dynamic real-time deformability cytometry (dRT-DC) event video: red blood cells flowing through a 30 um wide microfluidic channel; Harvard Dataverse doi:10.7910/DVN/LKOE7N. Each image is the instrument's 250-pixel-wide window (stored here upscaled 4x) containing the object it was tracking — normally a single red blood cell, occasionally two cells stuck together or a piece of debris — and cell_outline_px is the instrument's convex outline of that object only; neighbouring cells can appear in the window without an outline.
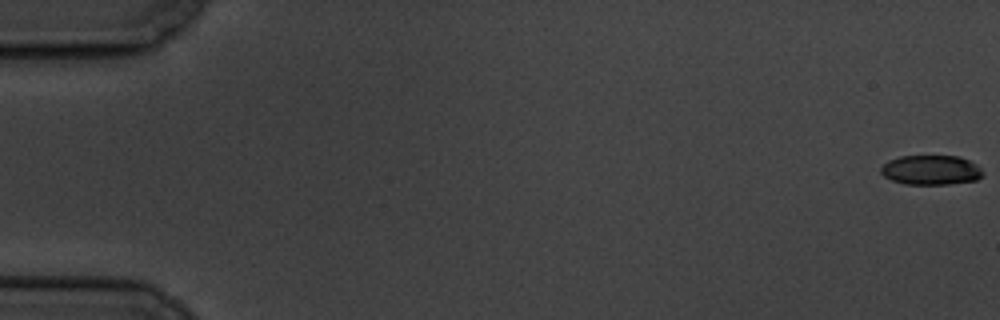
{"species": "common noctule bat (a hibernating species)", "species_latin": "Nyctalus noctula", "temperature_condition": "cold", "stored_images_in_passage": 12, "camera_frame_rate_fps": 3000, "um_per_image_px": 0.085, "animal": {"sex": "male", "body_mass_g": 19.5, "forearm_length_mm": 54.6}, "frame": {"image": 1, "passage_image": 1, "time_ms": 0.0, "image_size_px": [1000, 320], "cell_outline_px": [[984, 176], [976, 180], [948, 184], [904, 184], [892, 180], [884, 176], [880, 172], [880, 168], [888, 160], [900, 156], [960, 156], [976, 164], [984, 172]], "centroid_in_image_um": [79.14, 14.45], "position_along_channel_um": 5.9, "area_um2": 17.69}}
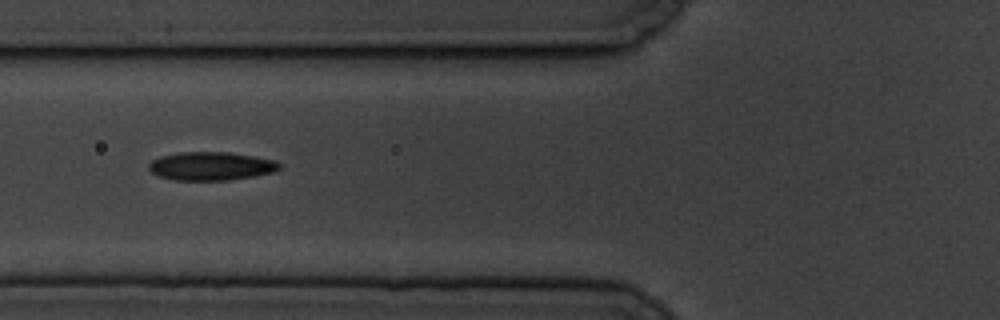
{"frame": {"image": 2, "passage_image": 7, "time_ms": 7.667, "image_size_px": [1000, 320], "cell_outline_px": [[280, 168], [272, 172], [252, 176], [228, 180], [172, 180], [160, 176], [152, 172], [148, 168], [148, 164], [152, 160], [160, 156], [180, 152], [228, 152], [256, 156], [276, 160], [280, 164]], "centroid_in_image_um": [17.93, 14.11], "position_along_channel_um": 107.9, "area_um2": 21.62}}
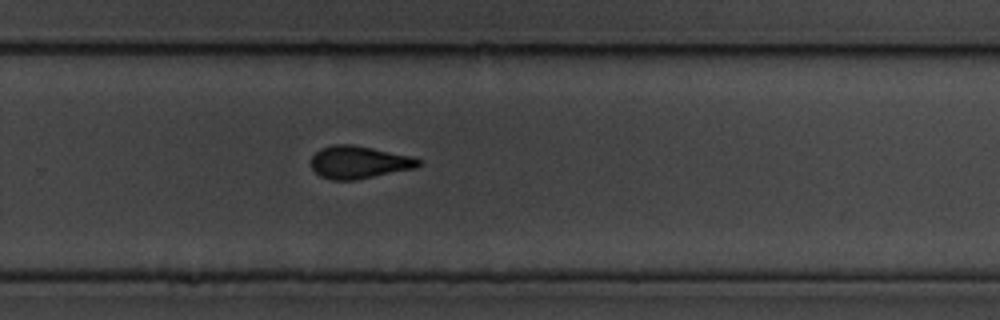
{"frame": {"image": 3, "passage_image": 12, "time_ms": 13.333, "image_size_px": [1000, 320], "cell_outline_px": [[420, 164], [416, 168], [356, 180], [332, 180], [320, 176], [312, 168], [312, 156], [320, 148], [332, 144], [352, 144], [412, 156], [420, 160]], "centroid_in_image_um": [30.5, 13.79], "position_along_channel_um": 299.3, "area_um2": 20.4}}